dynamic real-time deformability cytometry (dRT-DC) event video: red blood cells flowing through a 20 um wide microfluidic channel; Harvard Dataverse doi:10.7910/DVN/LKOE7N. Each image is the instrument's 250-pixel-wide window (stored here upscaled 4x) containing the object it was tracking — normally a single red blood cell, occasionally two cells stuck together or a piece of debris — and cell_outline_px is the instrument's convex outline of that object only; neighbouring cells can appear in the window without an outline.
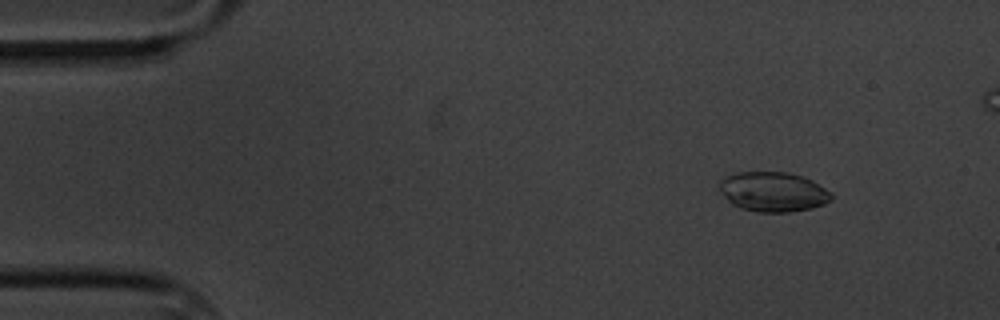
{"species": "common noctule bat (a hibernating species)", "species_latin": "Nyctalus noctula", "temperature_condition": "cold", "stored_images_in_passage": 4, "camera_frame_rate_fps": 3000, "um_per_image_px": 0.085, "animal": {"sex": "male", "body_mass_g": 20.1, "forearm_length_mm": 53.5}, "frame": {"image": 1, "passage_image": 1, "time_ms": 0.0, "image_size_px": [1000, 320], "cell_outline_px": [[832, 200], [824, 204], [812, 208], [788, 212], [756, 212], [740, 208], [732, 204], [720, 192], [720, 180], [736, 172], [788, 172], [812, 180], [832, 192]], "centroid_in_image_um": [65.73, 16.31], "position_along_channel_um": 19.3, "area_um2": 25.95}}